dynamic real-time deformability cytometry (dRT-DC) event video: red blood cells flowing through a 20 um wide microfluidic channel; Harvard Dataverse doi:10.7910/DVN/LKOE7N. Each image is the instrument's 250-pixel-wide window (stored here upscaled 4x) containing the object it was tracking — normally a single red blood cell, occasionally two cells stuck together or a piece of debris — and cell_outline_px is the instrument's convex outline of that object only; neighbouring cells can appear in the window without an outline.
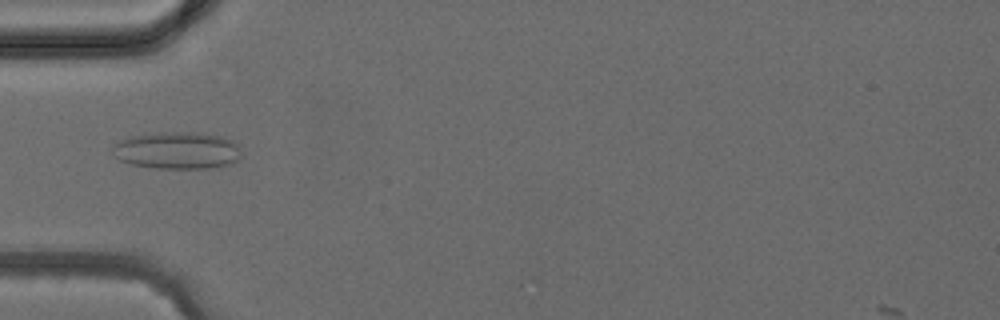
{"species": "common noctule bat (a hibernating species)", "species_latin": "Nyctalus noctula", "temperature_condition": "cold", "stored_images_in_passage": 4, "camera_frame_rate_fps": 3000, "um_per_image_px": 0.085, "animal": {"sex": "female", "body_mass_g": 24.6, "forearm_length_mm": 56.2}, "frame": {"image": 1, "passage_image": 3, "time_ms": 2.667, "image_size_px": [1000, 320], "cell_outline_px": [[240, 156], [232, 164], [208, 168], [156, 168], [132, 164], [120, 160], [112, 156], [112, 144], [128, 136], [160, 132], [196, 132], [220, 136], [232, 140], [240, 144]], "centroid_in_image_um": [15.04, 12.77], "position_along_channel_um": 70.0, "area_um2": 28.21}}